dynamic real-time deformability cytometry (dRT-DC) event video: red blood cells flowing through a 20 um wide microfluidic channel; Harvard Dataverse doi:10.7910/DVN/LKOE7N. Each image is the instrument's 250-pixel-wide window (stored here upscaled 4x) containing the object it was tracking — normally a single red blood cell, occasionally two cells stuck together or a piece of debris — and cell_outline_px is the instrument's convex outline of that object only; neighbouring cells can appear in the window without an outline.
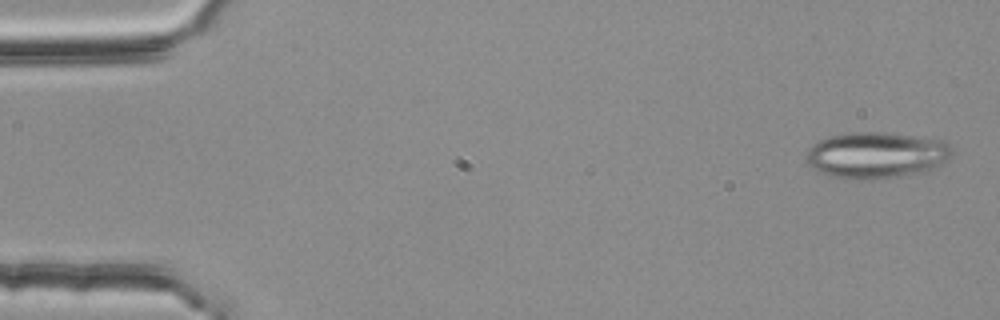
{"species": "common noctule bat (a hibernating species)", "species_latin": "Nyctalus noctula", "temperature_condition": "room temperature", "stored_images_in_passage": 53, "camera_frame_rate_fps": 3000, "um_per_image_px": 0.085, "animal": {"sex": "female", "body_mass_g": 25.1}, "frame": {"image": 1, "passage_image": 1, "time_ms": 0.0, "image_size_px": [1000, 320], "cell_outline_px": [[952, 156], [948, 160], [932, 168], [916, 172], [888, 176], [856, 180], [832, 176], [820, 172], [808, 164], [808, 152], [812, 144], [820, 140], [832, 136], [848, 132], [884, 132], [908, 136], [948, 144], [952, 148]], "centroid_in_image_um": [74.42, 13.17], "position_along_channel_um": 10.6, "area_um2": 37.86}}
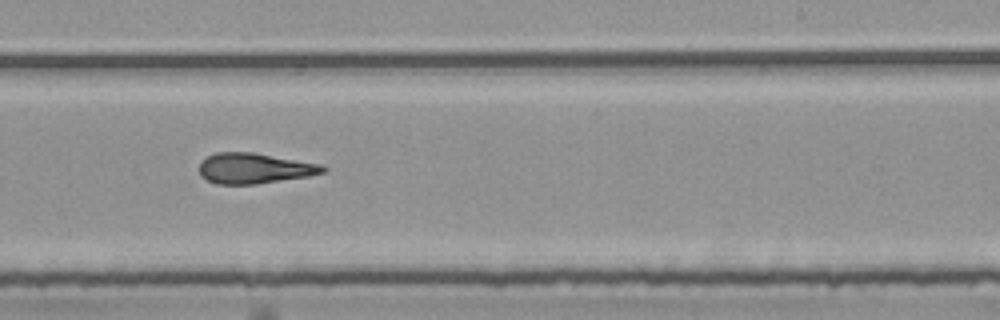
{"frame": {"image": 2, "passage_image": 32, "time_ms": 10.333, "image_size_px": [1000, 320], "cell_outline_px": [[328, 168], [324, 172], [308, 176], [256, 184], [220, 184], [208, 180], [200, 176], [200, 160], [216, 152], [252, 152], [324, 164]], "centroid_in_image_um": [21.64, 14.3], "position_along_channel_um": 267.4, "area_um2": 22.02}}
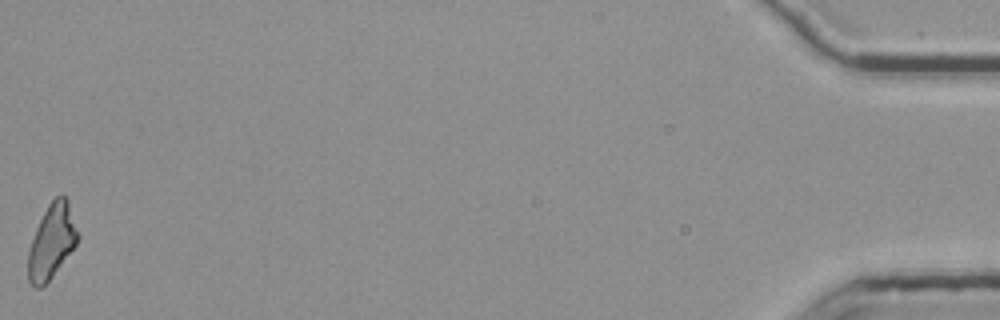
{"frame": {"image": 3, "passage_image": 53, "time_ms": 17.333, "image_size_px": [1000, 320], "cell_outline_px": [[80, 236], [76, 244], [52, 276], [40, 288], [36, 288], [28, 280], [28, 252], [36, 228], [48, 204], [60, 192], [68, 200]], "centroid_in_image_um": [4.41, 20.49], "position_along_channel_um": 430.8, "area_um2": 21.21}, "authors_computed_cell_mechanics": {"area_um2": 22.4842, "velocity_mm_per_s": 3.7859, "shape_relaxation_time_tau1_ms": null, "shape_relaxation_time_tau2_ms": 3.0769, "deformation_change_tau1": null, "deformation_change_tau2": 0.1426}}